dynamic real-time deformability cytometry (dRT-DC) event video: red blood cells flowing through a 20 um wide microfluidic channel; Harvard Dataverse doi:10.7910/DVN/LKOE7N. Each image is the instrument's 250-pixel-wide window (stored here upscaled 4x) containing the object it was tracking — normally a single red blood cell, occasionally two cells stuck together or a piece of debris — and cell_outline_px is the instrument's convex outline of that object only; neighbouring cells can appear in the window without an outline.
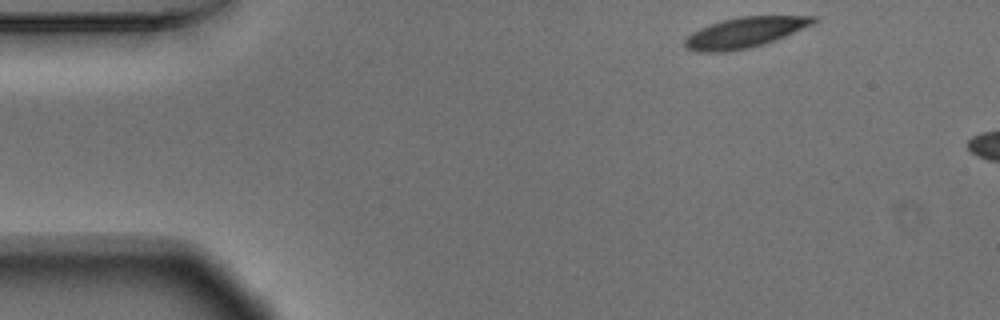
{"species": "Egyptian fruit bat (a non-hibernating species)", "species_latin": "Rousettus aegyptiacus", "temperature_condition": "warm", "stored_images_in_passage": 6, "camera_frame_rate_fps": 3000, "um_per_image_px": 0.085, "animal": {"sex": "male"}, "frame": {"image": 1, "passage_image": 1, "time_ms": 0.0, "image_size_px": [1000, 320], "cell_outline_px": [[816, 20], [812, 24], [776, 40], [764, 44], [748, 48], [724, 52], [696, 52], [688, 48], [684, 44], [684, 40], [692, 32], [700, 28], [724, 20], [740, 16], [816, 16]], "centroid_in_image_um": [63.29, 2.77], "position_along_channel_um": 21.7, "area_um2": 22.48}}